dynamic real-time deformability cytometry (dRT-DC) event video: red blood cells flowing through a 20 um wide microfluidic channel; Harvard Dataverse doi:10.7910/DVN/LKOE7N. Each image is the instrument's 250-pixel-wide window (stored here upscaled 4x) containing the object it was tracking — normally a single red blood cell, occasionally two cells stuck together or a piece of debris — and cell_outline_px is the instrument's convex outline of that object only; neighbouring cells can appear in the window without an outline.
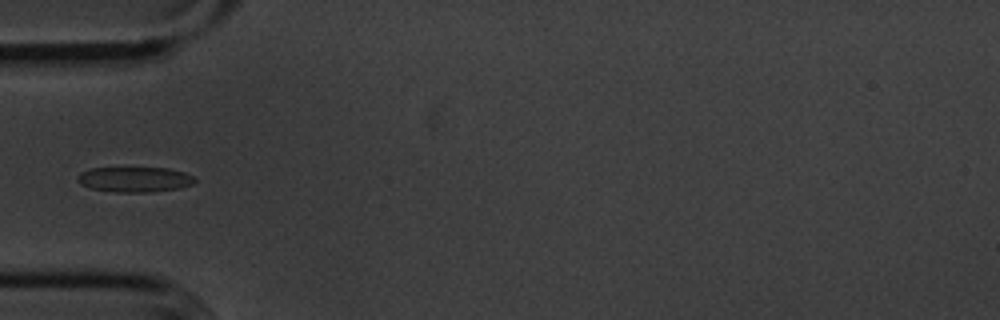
{"species": "common noctule bat (a hibernating species)", "species_latin": "Nyctalus noctula", "temperature_condition": "cold", "stored_images_in_passage": 38, "camera_frame_rate_fps": 3000, "um_per_image_px": 0.085, "animal": {"sex": "male", "body_mass_g": 20.1, "forearm_length_mm": 53.5}, "frame": {"image": 1, "passage_image": 1, "time_ms": 0.0, "image_size_px": [1000, 320], "cell_outline_px": [[196, 180], [192, 184], [180, 188], [152, 192], [112, 192], [92, 188], [80, 184], [76, 180], [80, 172], [88, 168], [124, 164], [168, 168], [184, 172], [196, 176]], "centroid_in_image_um": [11.41, 15.18], "position_along_channel_um": 73.6, "area_um2": 18.55}}
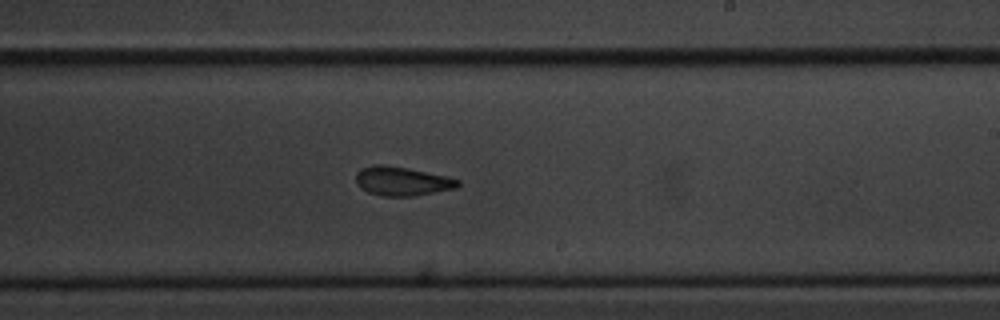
{"frame": {"image": 2, "passage_image": 16, "time_ms": 5.0, "image_size_px": [1000, 320], "cell_outline_px": [[460, 184], [456, 188], [412, 196], [380, 196], [368, 192], [360, 188], [356, 184], [356, 172], [360, 168], [372, 164], [384, 164], [408, 168], [444, 176], [460, 180]], "centroid_in_image_um": [34.1, 15.39], "position_along_channel_um": 254.9, "area_um2": 17.28}}
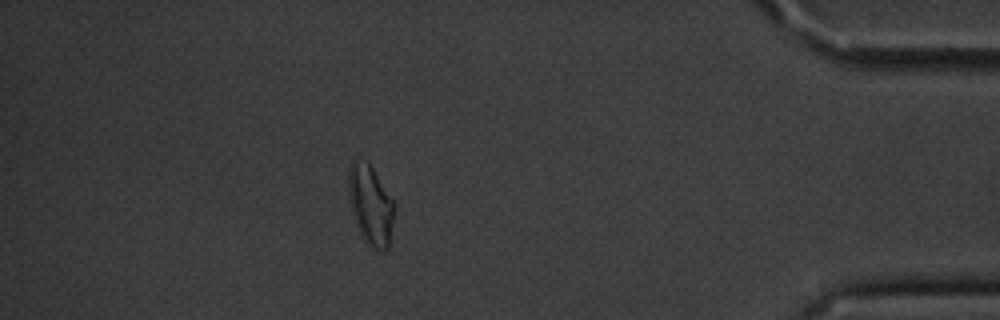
{"frame": {"image": 3, "passage_image": 32, "time_ms": 10.333, "image_size_px": [1000, 320], "cell_outline_px": [[392, 224], [388, 248], [376, 248], [360, 232], [356, 224], [348, 200], [348, 168], [352, 160], [368, 160], [392, 200]], "centroid_in_image_um": [31.43, 17.3], "position_along_channel_um": 403.8, "area_um2": 20.46}}